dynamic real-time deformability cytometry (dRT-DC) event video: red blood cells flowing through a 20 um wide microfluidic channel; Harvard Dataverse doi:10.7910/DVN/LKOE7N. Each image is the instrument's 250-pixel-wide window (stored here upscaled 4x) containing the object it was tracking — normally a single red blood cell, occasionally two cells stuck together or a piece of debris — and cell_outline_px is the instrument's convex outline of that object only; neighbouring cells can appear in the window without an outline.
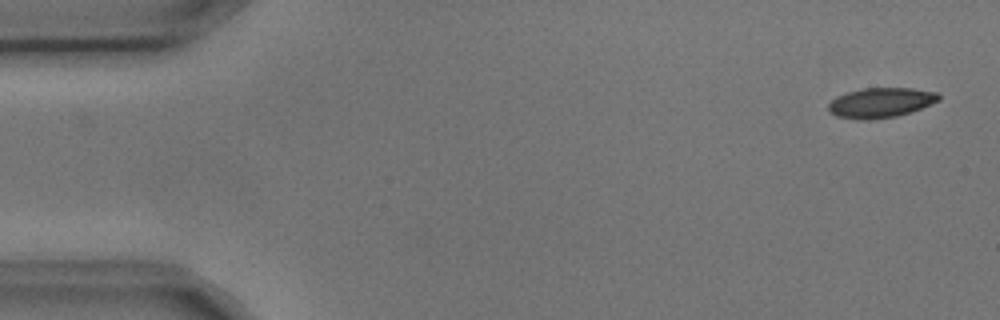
{"species": "common noctule bat (a hibernating species)", "species_latin": "Nyctalus noctula", "temperature_condition": "cold", "stored_images_in_passage": 3, "camera_frame_rate_fps": 3000, "um_per_image_px": 0.085, "animal": {"sex": "male", "body_mass_g": 17.9, "forearm_length_mm": 54.2}, "frame": {"image": 1, "passage_image": 1, "time_ms": 0.0, "image_size_px": [1000, 320], "cell_outline_px": [[940, 100], [912, 112], [896, 116], [872, 120], [860, 120], [836, 116], [828, 112], [828, 104], [836, 96], [848, 92], [864, 88], [912, 88], [940, 92]], "centroid_in_image_um": [74.87, 8.73], "position_along_channel_um": 10.1, "area_um2": 19.48}}